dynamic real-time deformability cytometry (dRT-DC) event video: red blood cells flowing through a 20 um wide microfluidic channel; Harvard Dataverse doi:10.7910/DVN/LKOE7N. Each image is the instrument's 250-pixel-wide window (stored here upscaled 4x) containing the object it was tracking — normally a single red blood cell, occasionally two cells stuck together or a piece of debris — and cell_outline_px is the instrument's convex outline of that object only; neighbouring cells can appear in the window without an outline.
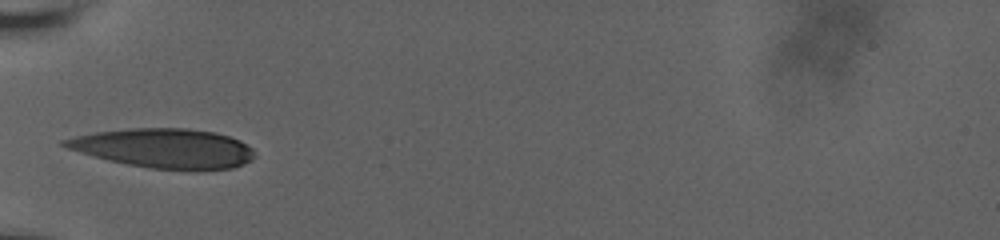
{"species": "human", "species_latin": "Homo sapiens", "temperature_condition": "room temperature", "stored_images_in_passage": 30, "camera_frame_rate_fps": 3000, "um_per_image_px": 0.085, "donor": {"sex": "male"}, "frame": {"image": 1, "passage_image": 1, "time_ms": 0.0, "image_size_px": [1000, 240], "cell_outline_px": [[256, 156], [252, 160], [244, 164], [232, 168], [196, 172], [148, 168], [108, 160], [80, 152], [68, 148], [60, 144], [60, 140], [76, 136], [96, 132], [132, 128], [188, 128], [216, 132], [240, 140], [252, 148]], "centroid_in_image_um": [14.02, 12.62], "position_along_channel_um": 71.0, "area_um2": 44.22}}
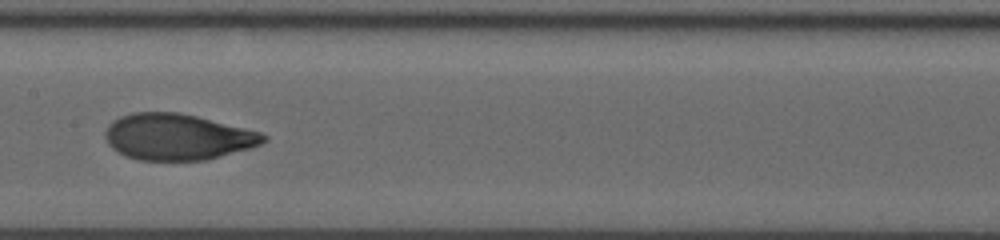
{"frame": {"image": 2, "passage_image": 11, "time_ms": 3.333, "image_size_px": [1000, 240], "cell_outline_px": [[268, 140], [260, 144], [248, 148], [220, 156], [204, 160], [136, 160], [124, 156], [112, 148], [108, 144], [104, 136], [104, 132], [108, 124], [112, 120], [120, 116], [132, 112], [180, 112], [260, 132], [268, 136]], "centroid_in_image_um": [15.02, 11.63], "position_along_channel_um": 192.4, "area_um2": 42.6}}
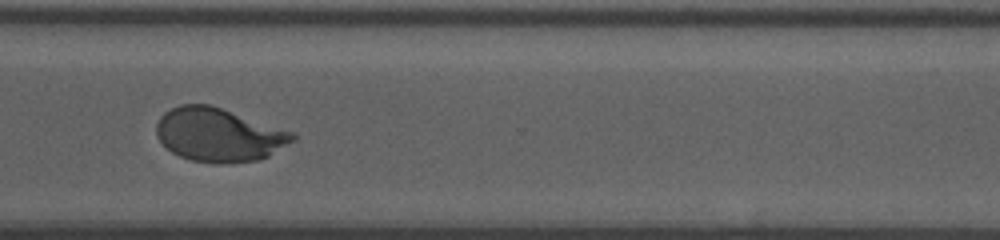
{"frame": {"image": 3, "passage_image": 24, "time_ms": 7.667, "image_size_px": [1000, 240], "cell_outline_px": [[296, 140], [268, 156], [256, 160], [220, 164], [212, 164], [192, 160], [180, 156], [172, 152], [156, 136], [156, 124], [160, 116], [164, 112], [180, 104], [208, 104], [292, 132], [296, 136]], "centroid_in_image_um": [18.57, 11.47], "position_along_channel_um": 352.0, "area_um2": 42.14}, "authors_computed_cell_mechanics": {"area_um2": 42.3674, "velocity_mm_per_s": 3.698, "shape_relaxation_time_tau1_ms": 5.1032, "shape_relaxation_time_tau2_ms": 1.1842, "deformation_change_tau1": 0.2293, "deformation_change_tau2": 0.0472}}